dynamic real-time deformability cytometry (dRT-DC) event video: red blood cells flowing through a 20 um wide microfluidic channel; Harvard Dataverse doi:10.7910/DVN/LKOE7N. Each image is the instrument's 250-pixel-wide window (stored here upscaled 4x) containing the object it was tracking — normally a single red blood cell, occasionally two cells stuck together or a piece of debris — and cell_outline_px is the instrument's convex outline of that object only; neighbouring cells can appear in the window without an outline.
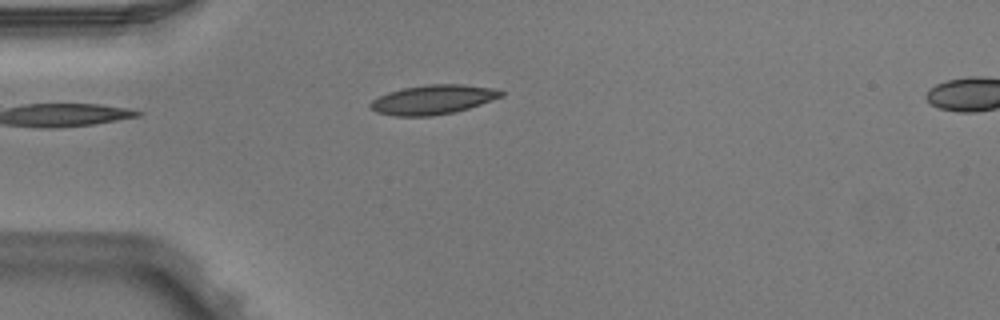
{"species": "Egyptian fruit bat (a non-hibernating species)", "species_latin": "Rousettus aegyptiacus", "temperature_condition": "warm", "stored_images_in_passage": 5, "segment_of_instrument_passage": [1, 2], "camera_frame_rate_fps": 3000, "um_per_image_px": 0.085, "animal": {"sex": "male"}, "frame": {"image": 1, "passage_image": 4, "time_ms": 1.0, "image_size_px": [1000, 320], "cell_outline_px": [[504, 96], [468, 108], [452, 112], [432, 116], [396, 116], [376, 112], [368, 104], [372, 100], [388, 92], [404, 88], [428, 84], [460, 84], [492, 88], [504, 92]], "centroid_in_image_um": [36.79, 8.46], "position_along_channel_um": 48.2, "area_um2": 22.14}}